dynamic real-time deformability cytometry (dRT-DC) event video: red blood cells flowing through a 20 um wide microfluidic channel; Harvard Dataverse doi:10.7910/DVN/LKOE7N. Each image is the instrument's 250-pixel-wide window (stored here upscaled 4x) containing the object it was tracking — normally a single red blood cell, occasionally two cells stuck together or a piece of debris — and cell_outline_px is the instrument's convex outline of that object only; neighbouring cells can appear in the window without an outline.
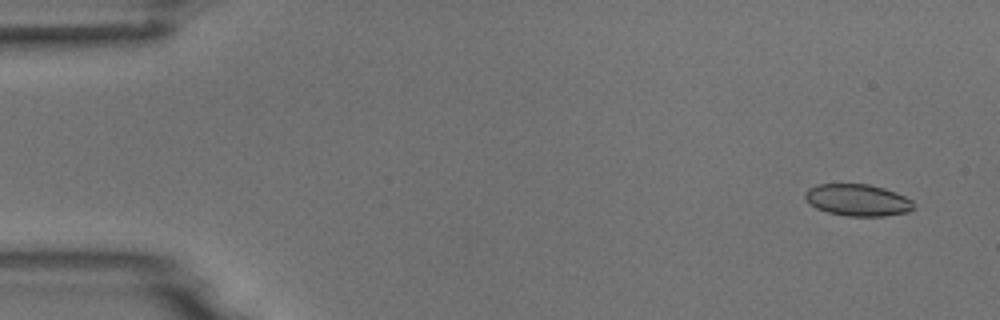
{"species": "common noctule bat (a hibernating species)", "species_latin": "Nyctalus noctula", "temperature_condition": "room temperature", "stored_images_in_passage": 4, "camera_frame_rate_fps": 3000, "um_per_image_px": 0.085, "animal": {"sex": "male", "body_mass_g": 18.8}, "frame": {"image": 1, "passage_image": 1, "time_ms": 0.0, "image_size_px": [1000, 320], "cell_outline_px": [[912, 208], [908, 212], [884, 216], [848, 216], [828, 212], [816, 208], [808, 204], [804, 196], [804, 192], [808, 188], [816, 184], [868, 184], [884, 188], [896, 192], [912, 200]], "centroid_in_image_um": [72.85, 17.0], "position_along_channel_um": 12.2, "area_um2": 20.17}}
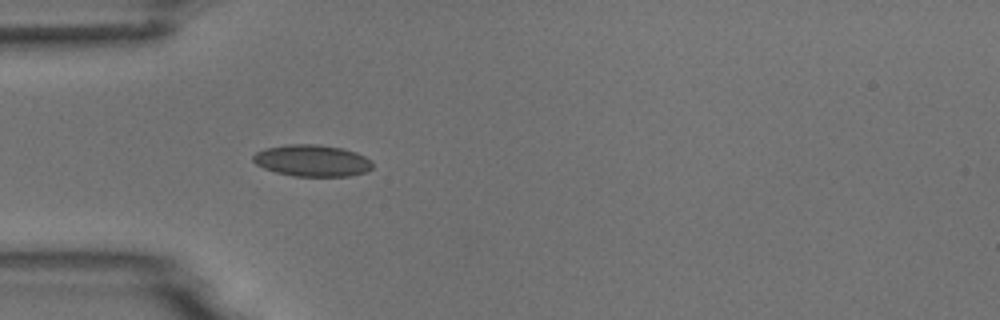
{"frame": {"image": 2, "passage_image": 4, "time_ms": 4.333, "image_size_px": [1000, 320], "cell_outline_px": [[372, 168], [368, 172], [348, 176], [292, 176], [276, 172], [264, 168], [256, 164], [252, 160], [252, 156], [256, 152], [264, 148], [288, 144], [320, 144], [340, 148], [356, 152], [372, 160]], "centroid_in_image_um": [26.53, 13.65], "position_along_channel_um": 58.5, "area_um2": 22.2}}